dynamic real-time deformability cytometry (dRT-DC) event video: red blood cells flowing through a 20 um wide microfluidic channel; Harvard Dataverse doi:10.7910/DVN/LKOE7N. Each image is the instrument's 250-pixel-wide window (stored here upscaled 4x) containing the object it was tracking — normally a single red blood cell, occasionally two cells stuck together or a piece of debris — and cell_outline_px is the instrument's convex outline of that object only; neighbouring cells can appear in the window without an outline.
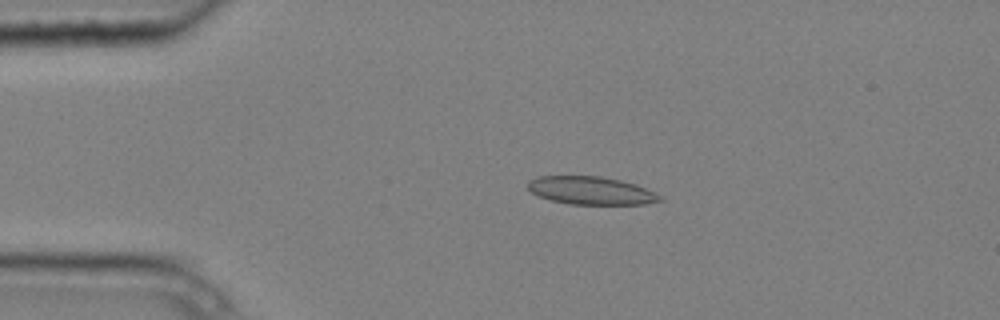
{"species": "common noctule bat (a hibernating species)", "species_latin": "Nyctalus noctula", "temperature_condition": "cold", "stored_images_in_passage": 6, "camera_frame_rate_fps": 3000, "um_per_image_px": 0.085, "animal": {"sex": "male", "body_mass_g": 20.4}, "frame": {"image": 1, "passage_image": 2, "time_ms": 0.333, "image_size_px": [1000, 320], "cell_outline_px": [[664, 200], [644, 204], [568, 204], [552, 200], [540, 196], [532, 192], [528, 188], [528, 180], [540, 176], [600, 176], [620, 180], [636, 184], [660, 196]], "centroid_in_image_um": [50.22, 16.19], "position_along_channel_um": 34.8, "area_um2": 21.27}}
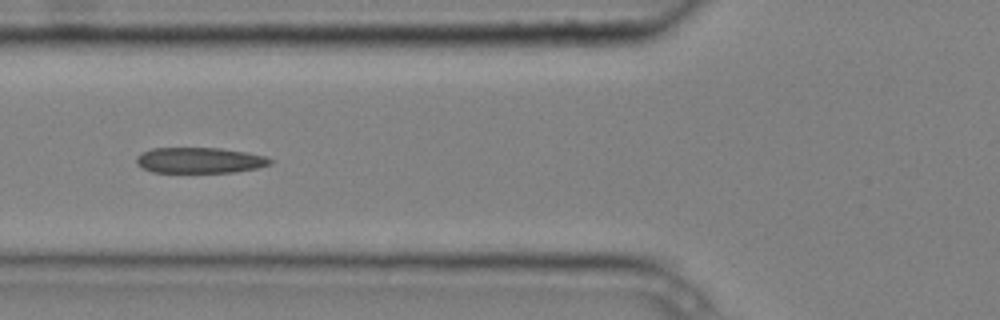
{"frame": {"image": 2, "passage_image": 4, "time_ms": 1.0, "image_size_px": [1000, 320], "cell_outline_px": [[272, 164], [256, 168], [236, 172], [152, 172], [136, 164], [136, 156], [140, 152], [152, 148], [220, 148], [248, 152], [264, 156], [272, 160]], "centroid_in_image_um": [16.95, 13.62], "position_along_channel_um": 108.9, "area_um2": 20.11}}
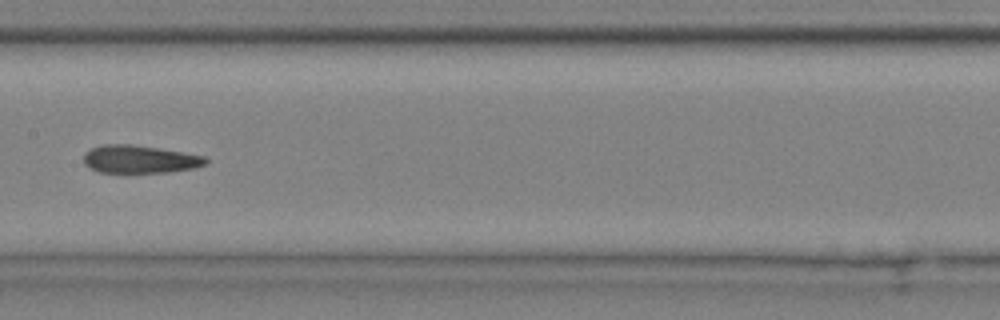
{"frame": {"image": 3, "passage_image": 6, "time_ms": 1.667, "image_size_px": [1000, 320], "cell_outline_px": [[208, 164], [196, 168], [168, 172], [100, 172], [84, 164], [84, 152], [92, 148], [104, 144], [132, 144], [160, 148], [208, 156]], "centroid_in_image_um": [11.95, 13.52], "position_along_channel_um": 195.5, "area_um2": 20.0}}